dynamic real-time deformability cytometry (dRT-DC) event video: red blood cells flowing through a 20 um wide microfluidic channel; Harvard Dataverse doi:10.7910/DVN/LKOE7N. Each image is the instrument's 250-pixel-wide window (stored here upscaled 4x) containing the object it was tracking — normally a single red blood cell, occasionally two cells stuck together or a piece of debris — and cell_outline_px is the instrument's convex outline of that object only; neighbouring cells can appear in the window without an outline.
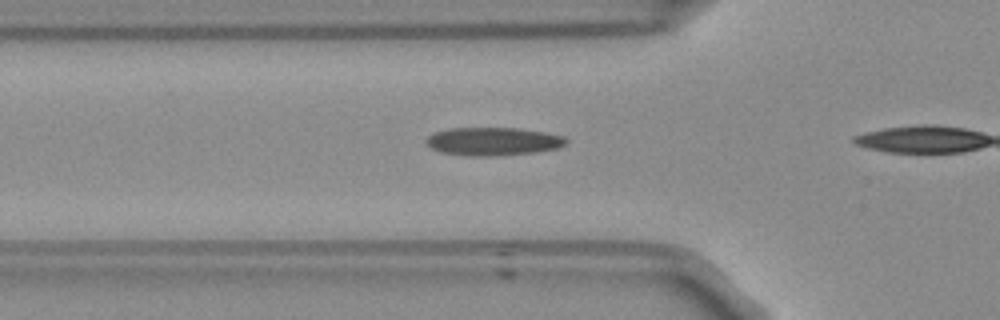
{"species": "Egyptian fruit bat (a non-hibernating species)", "species_latin": "Rousettus aegyptiacus", "temperature_condition": "room temperature", "stored_images_in_passage": 10, "camera_frame_rate_fps": 3000, "um_per_image_px": 0.085, "frame": {"image": 1, "passage_image": 5, "time_ms": 1.333, "image_size_px": [1000, 320], "cell_outline_px": [[568, 140], [564, 144], [556, 148], [536, 152], [488, 156], [472, 156], [440, 152], [432, 148], [424, 140], [428, 136], [436, 132], [448, 128], [520, 128], [544, 132], [564, 136]], "centroid_in_image_um": [41.9, 12.01], "position_along_channel_um": 83.9, "area_um2": 22.77}}